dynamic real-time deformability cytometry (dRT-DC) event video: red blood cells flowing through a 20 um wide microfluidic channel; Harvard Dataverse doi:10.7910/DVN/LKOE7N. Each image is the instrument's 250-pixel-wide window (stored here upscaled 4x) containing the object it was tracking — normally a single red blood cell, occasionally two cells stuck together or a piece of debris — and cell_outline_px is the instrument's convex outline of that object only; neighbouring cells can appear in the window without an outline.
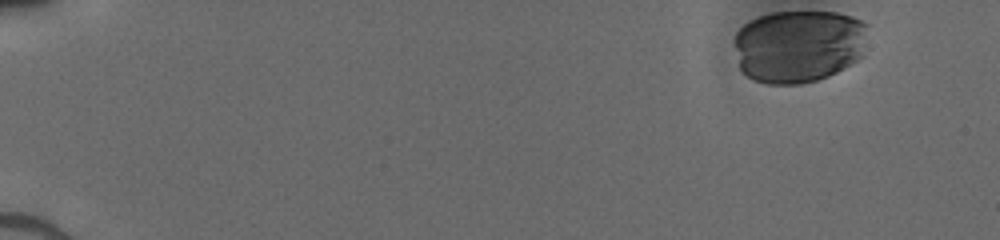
{"species": "human", "species_latin": "Homo sapiens", "temperature_condition": "cold", "stored_images_in_passage": 40, "camera_frame_rate_fps": 3000, "um_per_image_px": 0.085, "donor": {"sex": "male"}, "frame": {"image": 1, "passage_image": 1, "time_ms": 0.0, "image_size_px": [1000, 240], "cell_outline_px": [[868, 24], [860, 56], [856, 60], [844, 68], [828, 76], [816, 80], [800, 84], [768, 84], [752, 80], [740, 68], [736, 44], [736, 32], [744, 24], [760, 16], [772, 12], [836, 12], [852, 16]], "centroid_in_image_um": [67.89, 3.91], "position_along_channel_um": 17.1, "area_um2": 56.41}}
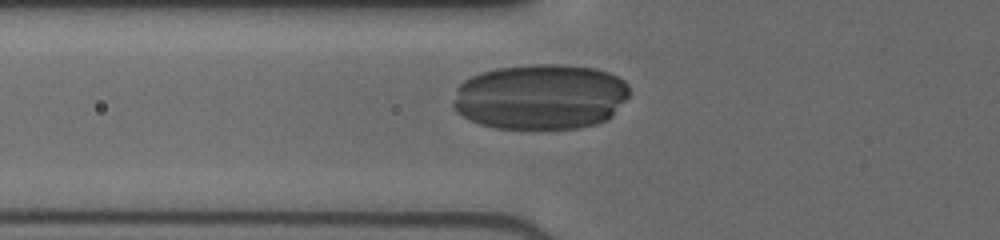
{"frame": {"image": 2, "passage_image": 17, "time_ms": 5.333, "image_size_px": [1000, 240], "cell_outline_px": [[628, 96], [612, 116], [596, 124], [576, 128], [496, 128], [480, 124], [456, 112], [452, 108], [452, 104], [456, 88], [464, 80], [480, 72], [496, 68], [532, 64], [564, 64], [596, 68], [608, 72], [624, 80], [628, 84]], "centroid_in_image_um": [45.93, 8.21], "position_along_channel_um": 79.9, "area_um2": 67.57}}
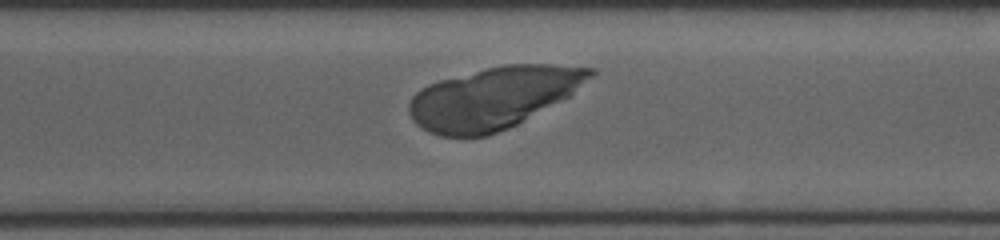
{"frame": {"image": 3, "passage_image": 35, "time_ms": 11.333, "image_size_px": [1000, 240], "cell_outline_px": [[596, 72], [592, 76], [568, 96], [516, 124], [508, 128], [488, 136], [440, 136], [428, 132], [420, 128], [412, 120], [408, 112], [408, 104], [412, 96], [416, 92], [428, 84], [440, 80], [484, 68], [504, 64], [552, 64], [596, 68]], "centroid_in_image_um": [41.89, 8.31], "position_along_channel_um": 328.7, "area_um2": 64.97}}